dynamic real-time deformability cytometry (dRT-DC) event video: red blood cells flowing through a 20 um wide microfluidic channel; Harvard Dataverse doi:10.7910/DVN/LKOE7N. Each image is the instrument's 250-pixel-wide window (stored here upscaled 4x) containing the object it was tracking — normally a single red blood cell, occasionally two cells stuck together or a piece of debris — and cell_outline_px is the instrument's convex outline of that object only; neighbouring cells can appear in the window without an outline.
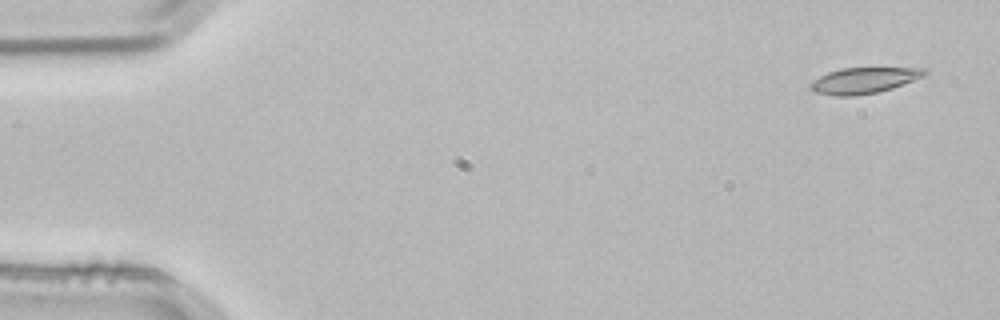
{"species": "common noctule bat (a hibernating species)", "species_latin": "Nyctalus noctula", "temperature_condition": "room temperature", "stored_images_in_passage": 4, "segment_of_instrument_passage": [2, 2], "camera_frame_rate_fps": 3000, "um_per_image_px": 0.085, "animal": {"sex": "male", "body_mass_g": 21.5, "forearm_length_mm": 52.0}, "frame": {"image": 1, "passage_image": 4, "time_ms": 1.0, "image_size_px": [1000, 320], "cell_outline_px": [[928, 72], [924, 76], [892, 88], [876, 92], [856, 96], [836, 96], [816, 92], [808, 88], [808, 84], [812, 80], [828, 72], [840, 68], [924, 68]], "centroid_in_image_um": [73.38, 6.84], "position_along_channel_um": 11.6, "area_um2": 17.22}}